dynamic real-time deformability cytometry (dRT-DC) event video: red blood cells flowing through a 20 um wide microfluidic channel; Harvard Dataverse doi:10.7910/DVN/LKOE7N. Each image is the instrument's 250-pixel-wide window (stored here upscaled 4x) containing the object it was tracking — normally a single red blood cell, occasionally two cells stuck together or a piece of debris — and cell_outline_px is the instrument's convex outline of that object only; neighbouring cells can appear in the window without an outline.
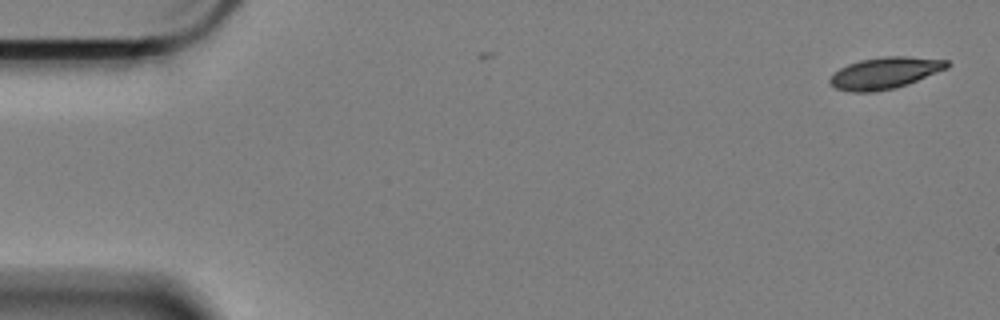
{"species": "Egyptian fruit bat (a non-hibernating species)", "species_latin": "Rousettus aegyptiacus", "temperature_condition": "cold", "stored_images_in_passage": 3, "camera_frame_rate_fps": 3000, "um_per_image_px": 0.085, "animal": {"sex": "female"}, "frame": {"image": 1, "passage_image": 1, "time_ms": 0.0, "image_size_px": [1000, 320], "cell_outline_px": [[952, 64], [948, 68], [908, 84], [896, 88], [872, 92], [852, 92], [836, 88], [828, 84], [828, 80], [840, 68], [848, 64], [860, 60], [884, 56], [908, 56], [948, 60]], "centroid_in_image_um": [75.24, 6.2], "position_along_channel_um": 9.8, "area_um2": 21.68}}